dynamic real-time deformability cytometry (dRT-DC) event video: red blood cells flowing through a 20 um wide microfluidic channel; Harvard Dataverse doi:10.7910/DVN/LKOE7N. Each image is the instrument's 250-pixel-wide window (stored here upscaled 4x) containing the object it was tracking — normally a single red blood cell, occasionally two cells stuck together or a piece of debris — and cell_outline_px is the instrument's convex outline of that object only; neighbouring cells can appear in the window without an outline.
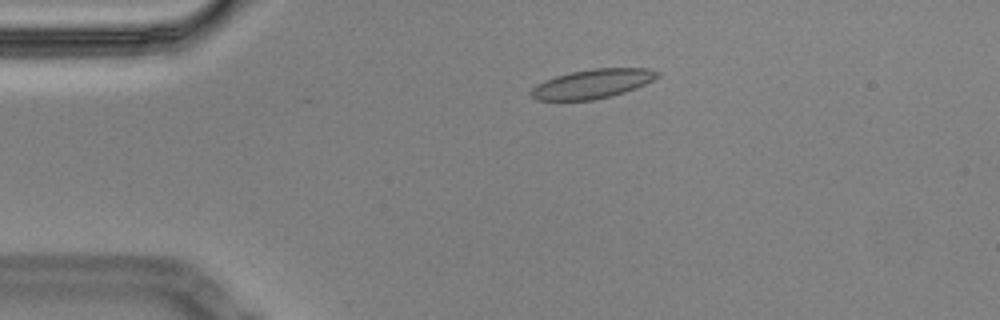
{"species": "Egyptian fruit bat (a non-hibernating species)", "species_latin": "Rousettus aegyptiacus", "temperature_condition": "cold", "stored_images_in_passage": 49, "camera_frame_rate_fps": 3000, "um_per_image_px": 0.085, "animal": {"sex": "male"}, "frame": {"image": 1, "passage_image": 3, "time_ms": 0.667, "image_size_px": [1000, 320], "cell_outline_px": [[660, 76], [636, 88], [612, 96], [592, 100], [536, 100], [528, 92], [536, 84], [544, 80], [556, 76], [572, 72], [592, 68], [648, 68], [660, 72]], "centroid_in_image_um": [50.35, 7.12], "position_along_channel_um": 34.7, "area_um2": 21.5}}
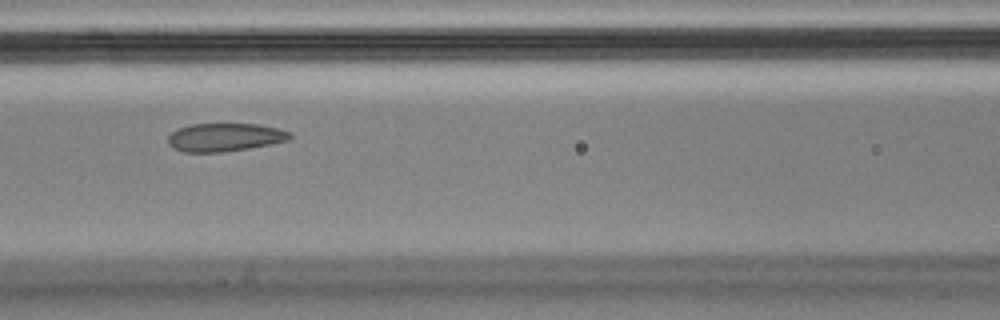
{"frame": {"image": 2, "passage_image": 16, "time_ms": 5.0, "image_size_px": [1000, 320], "cell_outline_px": [[292, 136], [288, 140], [248, 148], [224, 152], [184, 152], [172, 148], [168, 144], [168, 136], [176, 128], [192, 124], [256, 124], [280, 128], [292, 132]], "centroid_in_image_um": [19.09, 11.66], "position_along_channel_um": 147.5, "area_um2": 20.11}}
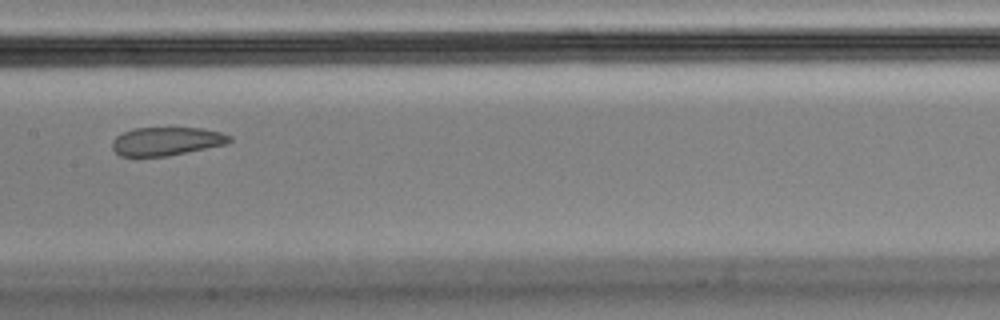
{"frame": {"image": 3, "passage_image": 20, "time_ms": 6.333, "image_size_px": [1000, 320], "cell_outline_px": [[232, 140], [228, 144], [168, 156], [120, 156], [112, 148], [112, 140], [116, 136], [124, 132], [136, 128], [200, 128], [220, 132], [232, 136]], "centroid_in_image_um": [14.18, 12.01], "position_along_channel_um": 193.2, "area_um2": 19.42}, "authors_computed_cell_mechanics": {"area_um2": 22.0796, "velocity_mm_per_s": 3.4408, "shape_relaxation_time_tau1_ms": null, "shape_relaxation_time_tau2_ms": 1.4896, "deformation_change_tau1": null, "deformation_change_tau2": 0.0545}}